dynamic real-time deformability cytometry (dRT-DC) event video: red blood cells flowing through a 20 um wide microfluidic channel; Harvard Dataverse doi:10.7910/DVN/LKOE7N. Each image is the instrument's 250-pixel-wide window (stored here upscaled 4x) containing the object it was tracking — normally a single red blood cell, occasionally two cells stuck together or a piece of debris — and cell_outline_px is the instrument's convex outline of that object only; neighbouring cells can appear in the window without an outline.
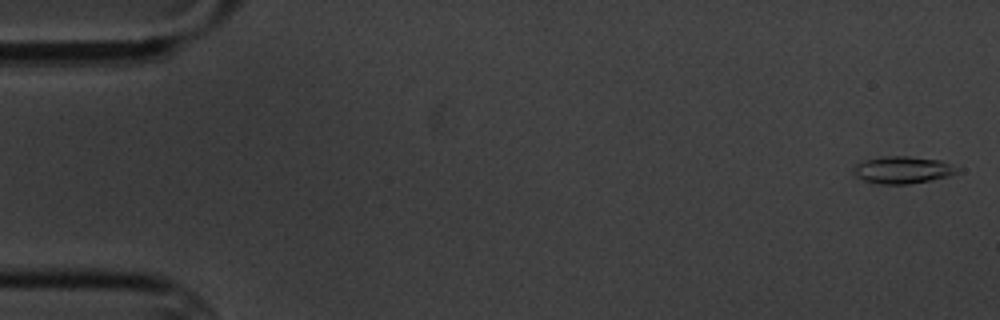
{"species": "common noctule bat (a hibernating species)", "species_latin": "Nyctalus noctula", "temperature_condition": "cold", "stored_images_in_passage": 5, "camera_frame_rate_fps": 3000, "um_per_image_px": 0.085, "animal": {"sex": "male", "body_mass_g": 20.1, "forearm_length_mm": 53.5}, "frame": {"image": 1, "passage_image": 1, "time_ms": 0.0, "image_size_px": [1000, 320], "cell_outline_px": [[964, 168], [960, 172], [948, 176], [932, 180], [908, 184], [880, 184], [864, 180], [856, 176], [852, 168], [856, 164], [864, 160], [884, 156], [908, 156], [940, 160]], "centroid_in_image_um": [76.79, 14.44], "position_along_channel_um": 8.2, "area_um2": 16.65}}
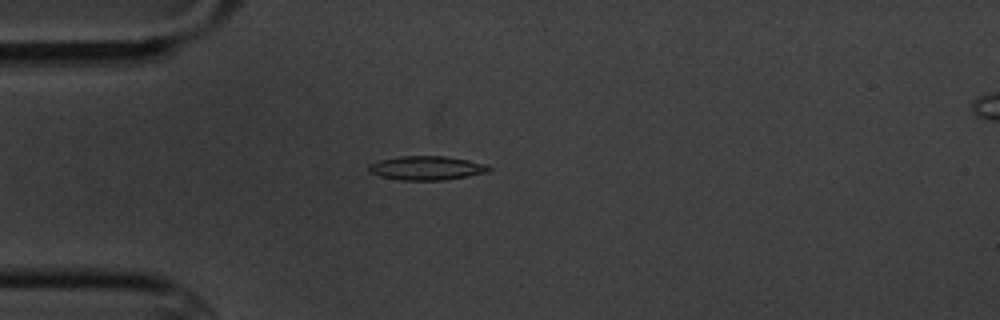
{"frame": {"image": 2, "passage_image": 5, "time_ms": 4.667, "image_size_px": [1000, 320], "cell_outline_px": [[492, 168], [488, 172], [468, 176], [444, 180], [400, 180], [380, 176], [368, 172], [368, 164], [380, 160], [400, 156], [444, 156], [468, 160], [488, 164]], "centroid_in_image_um": [36.26, 14.28], "position_along_channel_um": 48.7, "area_um2": 16.88}}